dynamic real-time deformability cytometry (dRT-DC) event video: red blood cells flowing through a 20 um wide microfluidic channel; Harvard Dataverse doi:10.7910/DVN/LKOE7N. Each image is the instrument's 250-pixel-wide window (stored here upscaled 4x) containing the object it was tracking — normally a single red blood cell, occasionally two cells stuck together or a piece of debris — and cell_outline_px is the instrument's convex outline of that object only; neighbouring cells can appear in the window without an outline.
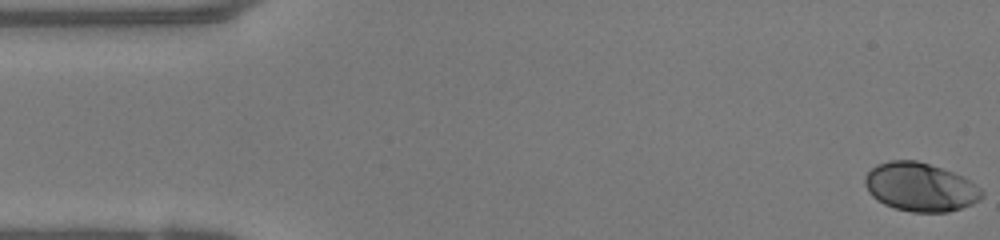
{"species": "human", "species_latin": "Homo sapiens", "temperature_condition": "warm", "stored_images_in_passage": 50, "camera_frame_rate_fps": 3000, "um_per_image_px": 0.085, "donor": {"sex": "female"}, "frame": {"image": 1, "passage_image": 1, "time_ms": 0.0, "image_size_px": [1000, 240], "cell_outline_px": [[984, 196], [980, 200], [972, 204], [948, 212], [912, 212], [896, 208], [884, 204], [876, 200], [868, 192], [864, 184], [864, 176], [876, 164], [888, 160], [916, 160], [952, 172], [968, 180], [980, 188], [984, 192]], "centroid_in_image_um": [78.19, 15.9], "position_along_channel_um": 6.8, "area_um2": 33.06}}
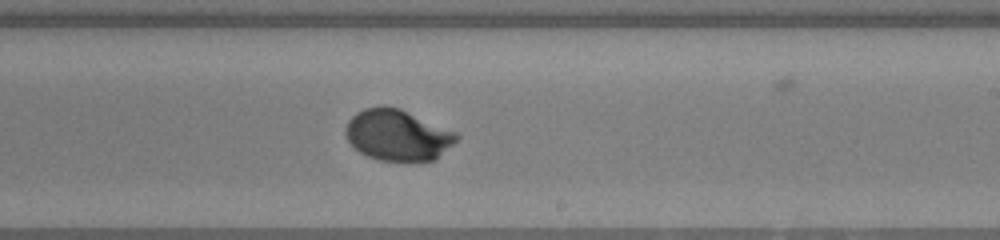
{"frame": {"image": 2, "passage_image": 29, "time_ms": 9.333, "image_size_px": [1000, 240], "cell_outline_px": [[460, 136], [452, 144], [432, 160], [380, 160], [368, 156], [360, 152], [348, 140], [344, 132], [344, 128], [348, 120], [356, 112], [364, 108], [384, 104], [400, 108], [456, 132]], "centroid_in_image_um": [33.74, 11.44], "position_along_channel_um": 255.3, "area_um2": 32.71}}
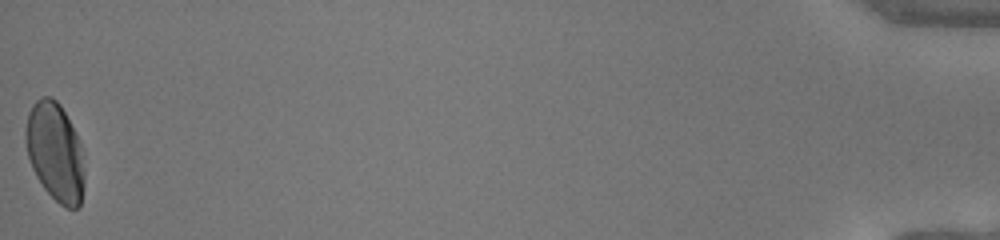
{"frame": {"image": 3, "passage_image": 50, "time_ms": 16.333, "image_size_px": [1000, 240], "cell_outline_px": [[84, 184], [80, 208], [68, 208], [60, 204], [44, 188], [36, 176], [32, 168], [28, 156], [24, 136], [24, 132], [28, 112], [32, 104], [40, 96], [52, 96], [60, 104], [80, 144], [84, 172]], "centroid_in_image_um": [4.66, 12.91], "position_along_channel_um": 430.5, "area_um2": 33.64}, "authors_computed_cell_mechanics": {"area_um2": 32.9171, "velocity_mm_per_s": 4.0692, "shape_relaxation_time_tau1_ms": 3.0873, "shape_relaxation_time_tau2_ms": null, "deformation_change_tau1": 0.1655, "deformation_change_tau2": null}}